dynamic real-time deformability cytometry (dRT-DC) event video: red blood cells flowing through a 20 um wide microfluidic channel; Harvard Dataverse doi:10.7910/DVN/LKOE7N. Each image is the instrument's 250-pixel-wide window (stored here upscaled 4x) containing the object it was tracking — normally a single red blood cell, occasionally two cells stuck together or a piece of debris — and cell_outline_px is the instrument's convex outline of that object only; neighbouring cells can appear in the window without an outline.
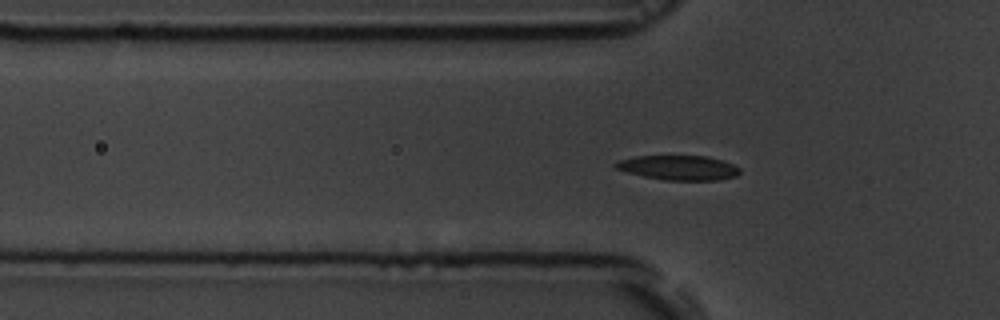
{"species": "common noctule bat (a hibernating species)", "species_latin": "Nyctalus noctula", "temperature_condition": "room temperature", "stored_images_in_passage": 45, "segment_of_instrument_passage": [1, 2], "camera_frame_rate_fps": 3000, "um_per_image_px": 0.085, "animal": {"sex": "male", "body_mass_g": 19.5, "forearm_length_mm": 54.6}, "frame": {"image": 1, "passage_image": 6, "time_ms": 1.667, "image_size_px": [1000, 320], "cell_outline_px": [[740, 172], [736, 176], [720, 180], [664, 180], [644, 176], [628, 172], [616, 168], [612, 164], [616, 160], [636, 156], [708, 156], [732, 164], [740, 168]], "centroid_in_image_um": [57.66, 14.25], "position_along_channel_um": 68.1, "area_um2": 17.8}}
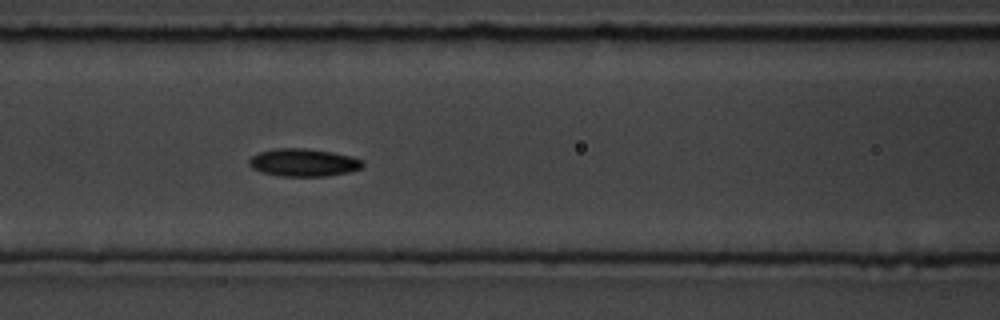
{"frame": {"image": 2, "passage_image": 12, "time_ms": 3.667, "image_size_px": [1000, 320], "cell_outline_px": [[364, 164], [360, 168], [348, 172], [328, 176], [280, 176], [260, 172], [252, 168], [248, 164], [248, 160], [252, 156], [260, 152], [276, 148], [304, 148], [332, 152], [352, 156], [364, 160]], "centroid_in_image_um": [25.79, 13.81], "position_along_channel_um": 140.8, "area_um2": 18.44}}
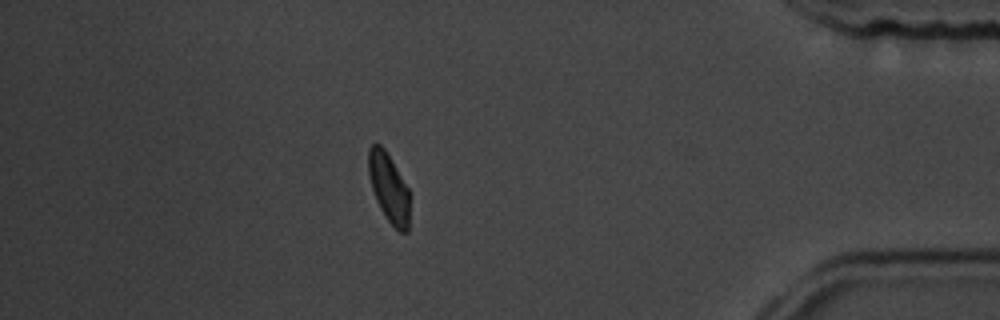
{"frame": {"image": 3, "passage_image": 37, "time_ms": 12.0, "image_size_px": [1000, 320], "cell_outline_px": [[408, 232], [400, 232], [384, 216], [376, 200], [372, 188], [368, 172], [368, 148], [372, 144], [380, 144], [384, 148], [408, 188]], "centroid_in_image_um": [33.02, 15.94], "position_along_channel_um": 402.2, "area_um2": 16.24}}